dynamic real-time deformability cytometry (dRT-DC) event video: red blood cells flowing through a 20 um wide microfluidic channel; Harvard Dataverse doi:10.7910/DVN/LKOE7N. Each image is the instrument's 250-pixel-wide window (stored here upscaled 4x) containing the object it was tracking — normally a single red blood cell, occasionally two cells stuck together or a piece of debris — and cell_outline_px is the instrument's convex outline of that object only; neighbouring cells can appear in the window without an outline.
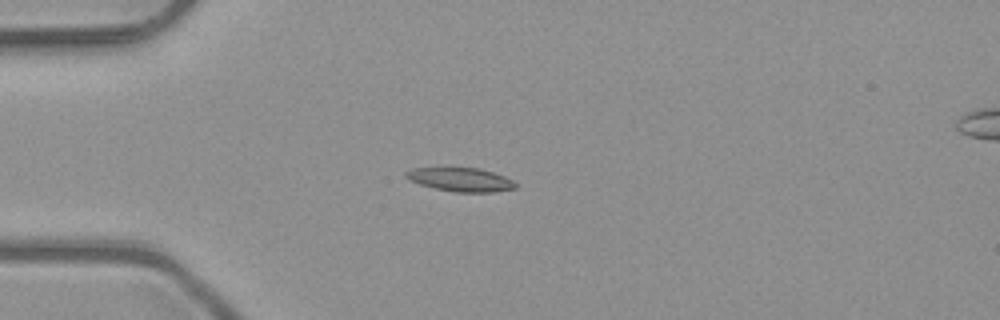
{"species": "common noctule bat (a hibernating species)", "species_latin": "Nyctalus noctula", "temperature_condition": "room temperature", "stored_images_in_passage": 4, "camera_frame_rate_fps": 3000, "um_per_image_px": 0.085, "animal": {"sex": "male", "body_mass_g": 23.1, "forearm_length_mm": 52.7}, "frame": {"image": 1, "passage_image": 3, "time_ms": 0.667, "image_size_px": [1000, 320], "cell_outline_px": [[516, 188], [492, 192], [456, 192], [436, 188], [420, 184], [404, 176], [404, 172], [412, 168], [480, 168], [504, 176], [512, 180], [516, 184]], "centroid_in_image_um": [39.16, 15.26], "position_along_channel_um": 45.8, "area_um2": 14.91}}